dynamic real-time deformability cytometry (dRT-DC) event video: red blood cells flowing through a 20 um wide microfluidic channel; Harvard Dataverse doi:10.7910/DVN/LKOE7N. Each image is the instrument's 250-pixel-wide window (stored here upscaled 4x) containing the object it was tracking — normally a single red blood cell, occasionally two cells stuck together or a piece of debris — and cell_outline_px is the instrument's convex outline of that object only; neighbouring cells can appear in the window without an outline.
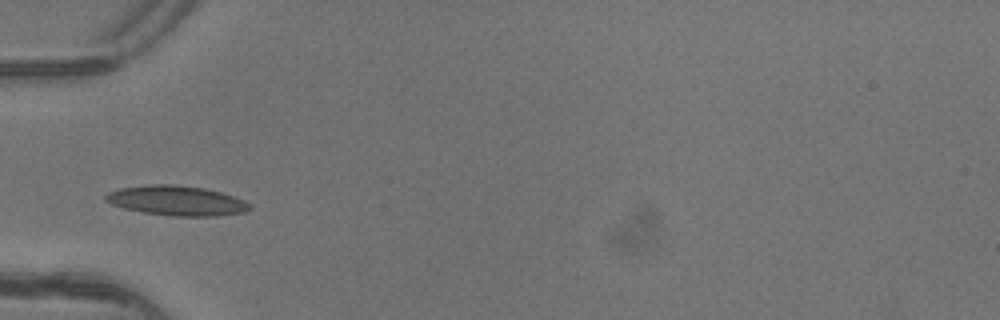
{"species": "common noctule bat (a hibernating species)", "species_latin": "Nyctalus noctula", "temperature_condition": "warm", "stored_images_in_passage": 4, "camera_frame_rate_fps": 3000, "um_per_image_px": 0.085, "animal": {"sex": "female"}, "frame": {"image": 1, "passage_image": 4, "time_ms": 1.0, "image_size_px": [1000, 320], "cell_outline_px": [[252, 208], [244, 212], [220, 216], [172, 216], [144, 212], [124, 208], [112, 204], [104, 200], [104, 196], [108, 192], [120, 188], [148, 184], [176, 184], [204, 188], [220, 192], [244, 200]], "centroid_in_image_um": [15.0, 17.05], "position_along_channel_um": 70.0, "area_um2": 25.03}}